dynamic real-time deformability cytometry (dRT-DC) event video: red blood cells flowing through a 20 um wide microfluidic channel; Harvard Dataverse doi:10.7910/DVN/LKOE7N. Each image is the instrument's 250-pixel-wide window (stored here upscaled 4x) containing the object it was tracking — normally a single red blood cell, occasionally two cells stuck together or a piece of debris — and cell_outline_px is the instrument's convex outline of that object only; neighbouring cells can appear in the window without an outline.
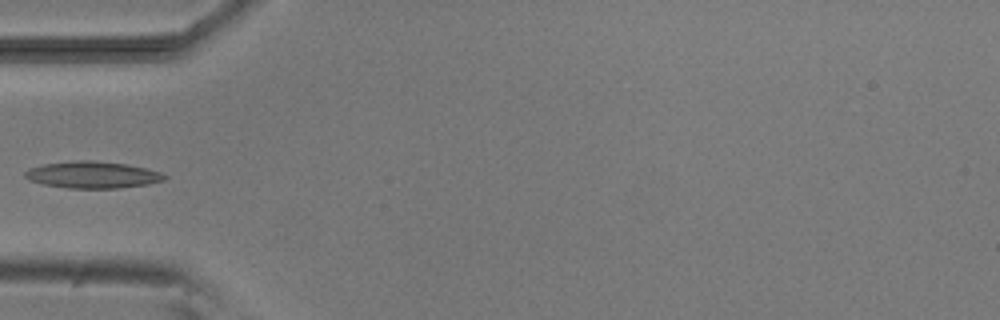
{"species": "common noctule bat (a hibernating species)", "species_latin": "Nyctalus noctula", "temperature_condition": "room temperature", "stored_images_in_passage": 6, "camera_frame_rate_fps": 3000, "um_per_image_px": 0.085, "animal": {"sex": "male", "body_mass_g": 20.5, "forearm_length_mm": 52.5}, "frame": {"image": 1, "passage_image": 4, "time_ms": 3.667, "image_size_px": [1000, 320], "cell_outline_px": [[168, 176], [164, 180], [148, 184], [120, 188], [68, 188], [44, 184], [28, 180], [24, 176], [24, 172], [28, 168], [44, 164], [76, 160], [92, 160], [124, 164], [144, 168], [160, 172]], "centroid_in_image_um": [7.84, 14.86], "position_along_channel_um": 77.2, "area_um2": 21.68}}
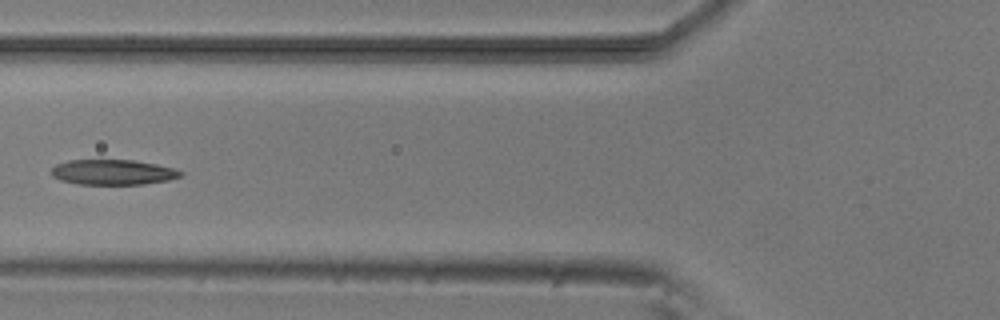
{"frame": {"image": 2, "passage_image": 5, "time_ms": 4.667, "image_size_px": [1000, 320], "cell_outline_px": [[184, 176], [168, 180], [144, 184], [76, 184], [60, 180], [52, 176], [52, 168], [56, 164], [68, 160], [132, 160], [156, 164], [176, 168], [184, 172]], "centroid_in_image_um": [9.63, 14.64], "position_along_channel_um": 116.2, "area_um2": 19.13}}
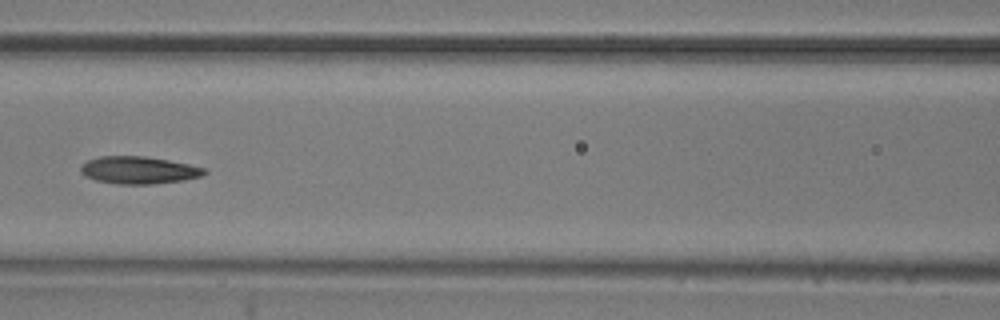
{"frame": {"image": 3, "passage_image": 6, "time_ms": 5.667, "image_size_px": [1000, 320], "cell_outline_px": [[208, 172], [204, 176], [184, 180], [152, 184], [120, 184], [96, 180], [84, 176], [80, 172], [80, 164], [88, 160], [100, 156], [144, 156], [168, 160], [208, 168]], "centroid_in_image_um": [11.81, 14.46], "position_along_channel_um": 154.8, "area_um2": 19.94}}